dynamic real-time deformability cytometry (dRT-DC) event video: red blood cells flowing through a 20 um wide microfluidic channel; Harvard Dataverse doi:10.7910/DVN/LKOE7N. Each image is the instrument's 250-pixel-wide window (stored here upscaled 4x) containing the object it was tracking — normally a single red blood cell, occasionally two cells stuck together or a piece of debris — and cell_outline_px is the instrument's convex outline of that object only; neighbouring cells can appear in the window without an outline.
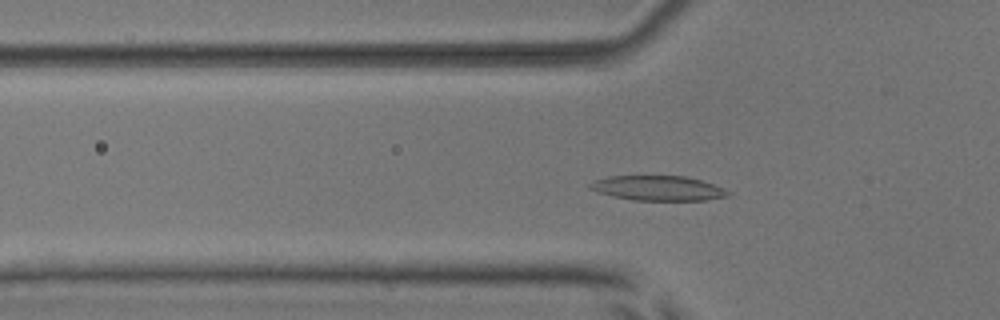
{"species": "common noctule bat (a hibernating species)", "species_latin": "Nyctalus noctula", "temperature_condition": "room temperature", "stored_images_in_passage": 53, "camera_frame_rate_fps": 3000, "um_per_image_px": 0.085, "animal": {"sex": "male", "body_mass_g": 17.9, "forearm_length_mm": 54.2}, "frame": {"image": 1, "passage_image": 17, "time_ms": 5.333, "image_size_px": [1000, 320], "cell_outline_px": [[732, 192], [728, 196], [704, 200], [636, 200], [612, 196], [596, 192], [588, 188], [588, 184], [592, 180], [608, 176], [684, 176], [700, 180], [724, 188]], "centroid_in_image_um": [55.88, 15.99], "position_along_channel_um": 69.9, "area_um2": 20.0}}
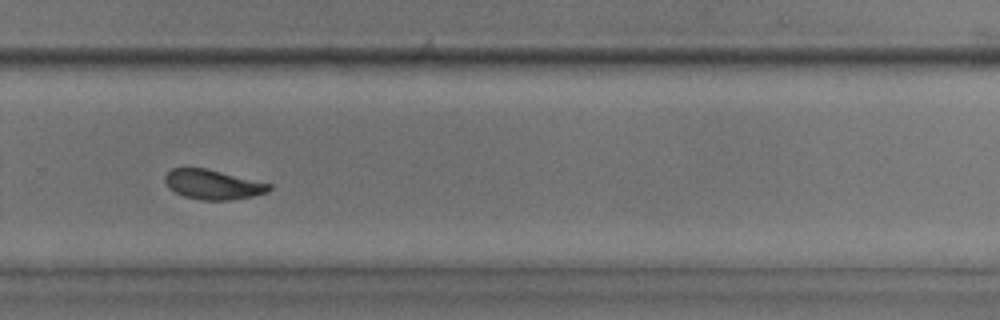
{"frame": {"image": 2, "passage_image": 36, "time_ms": 11.667, "image_size_px": [1000, 320], "cell_outline_px": [[272, 188], [268, 192], [252, 196], [232, 200], [200, 200], [184, 196], [168, 188], [164, 180], [164, 176], [172, 168], [208, 168], [272, 184]], "centroid_in_image_um": [18.1, 15.68], "position_along_channel_um": 311.7, "area_um2": 18.15}}
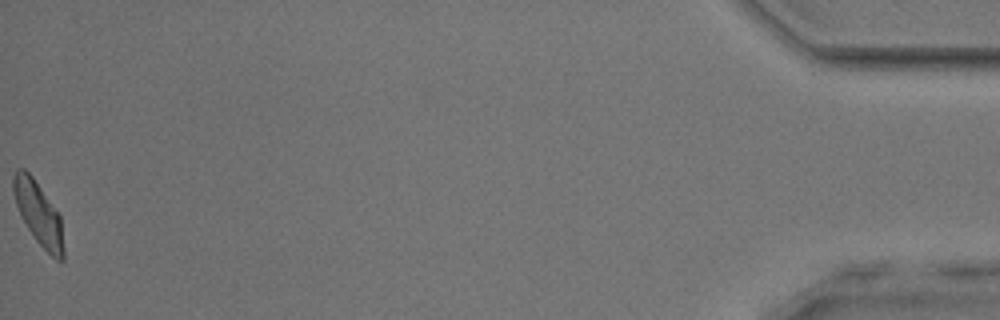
{"frame": {"image": 3, "passage_image": 53, "time_ms": 17.333, "image_size_px": [1000, 320], "cell_outline_px": [[64, 260], [56, 260], [36, 240], [28, 228], [16, 204], [12, 192], [12, 176], [16, 168], [24, 168], [32, 176], [60, 216], [64, 248]], "centroid_in_image_um": [3.25, 18.12], "position_along_channel_um": 431.9, "area_um2": 18.15}, "authors_computed_cell_mechanics": {"area_um2": 18.9584, "velocity_mm_per_s": 3.831, "shape_relaxation_time_tau1_ms": 3.0535, "shape_relaxation_time_tau2_ms": 2.5612, "deformation_change_tau1": 0.1316, "deformation_change_tau2": 0.0724}}